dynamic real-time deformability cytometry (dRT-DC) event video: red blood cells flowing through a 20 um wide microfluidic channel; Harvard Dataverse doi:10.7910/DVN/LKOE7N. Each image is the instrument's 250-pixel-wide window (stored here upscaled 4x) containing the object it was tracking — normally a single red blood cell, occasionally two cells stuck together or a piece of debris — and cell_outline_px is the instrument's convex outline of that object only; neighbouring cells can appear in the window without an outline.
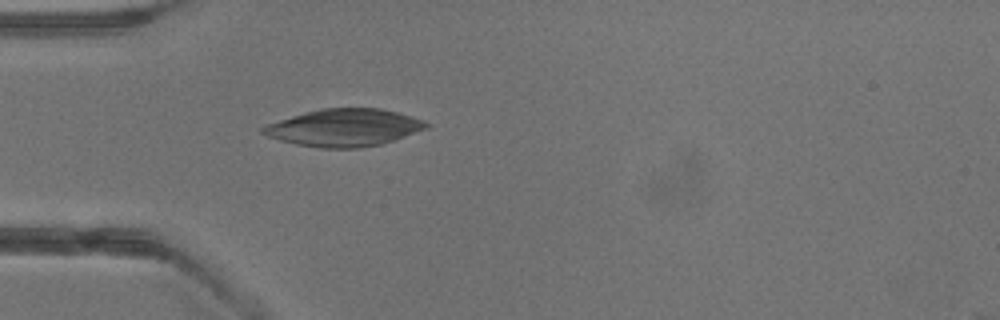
{"species": "common noctule bat (a hibernating species)", "species_latin": "Nyctalus noctula", "temperature_condition": "warm", "stored_images_in_passage": 4, "camera_frame_rate_fps": 3000, "um_per_image_px": 0.085, "animal": {"sex": "male", "body_mass_g": 13.3}, "frame": {"image": 1, "passage_image": 4, "time_ms": 3.333, "image_size_px": [1000, 320], "cell_outline_px": [[428, 128], [380, 144], [360, 148], [320, 148], [296, 144], [280, 140], [268, 136], [260, 132], [260, 128], [268, 124], [292, 116], [320, 108], [380, 108], [396, 112], [424, 120], [428, 124]], "centroid_in_image_um": [29.24, 10.85], "position_along_channel_um": 55.8, "area_um2": 35.2}}